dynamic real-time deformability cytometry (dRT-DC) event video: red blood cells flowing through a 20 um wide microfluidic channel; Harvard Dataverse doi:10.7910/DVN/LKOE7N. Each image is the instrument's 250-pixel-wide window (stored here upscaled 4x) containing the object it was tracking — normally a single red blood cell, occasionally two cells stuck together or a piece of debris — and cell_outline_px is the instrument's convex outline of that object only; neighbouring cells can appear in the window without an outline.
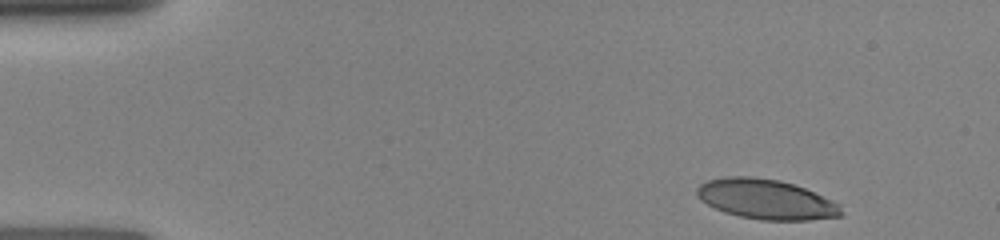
{"species": "human", "species_latin": "Homo sapiens", "temperature_condition": "room temperature", "stored_images_in_passage": 8, "camera_frame_rate_fps": 3000, "um_per_image_px": 0.085, "donor": {"sex": "female"}, "frame": {"image": 1, "passage_image": 1, "time_ms": 0.0, "image_size_px": [1000, 240], "cell_outline_px": [[844, 212], [840, 216], [808, 220], [760, 220], [740, 216], [724, 212], [700, 200], [696, 196], [696, 188], [700, 184], [708, 180], [728, 176], [748, 176], [780, 180], [804, 188], [832, 200], [840, 204]], "centroid_in_image_um": [65.11, 16.94], "position_along_channel_um": 19.9, "area_um2": 33.52}}
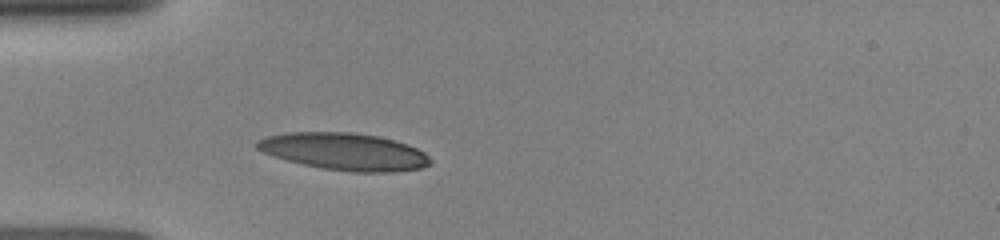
{"frame": {"image": 2, "passage_image": 5, "time_ms": 3.0, "image_size_px": [1000, 240], "cell_outline_px": [[432, 164], [420, 168], [396, 172], [352, 172], [320, 168], [300, 164], [272, 156], [256, 148], [256, 140], [268, 136], [288, 132], [352, 132], [380, 136], [408, 144], [424, 152], [432, 160]], "centroid_in_image_um": [29.28, 12.89], "position_along_channel_um": 55.7, "area_um2": 37.86}}
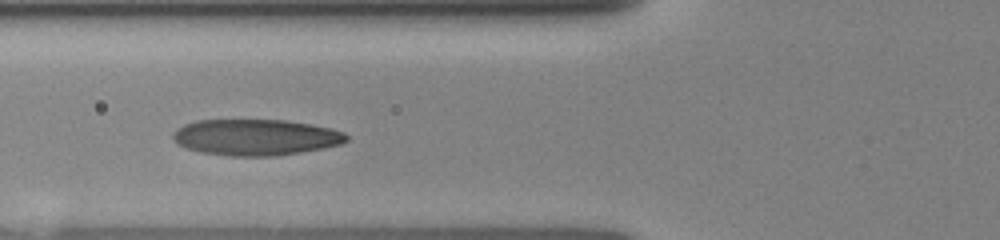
{"frame": {"image": 3, "passage_image": 7, "time_ms": 4.333, "image_size_px": [1000, 240], "cell_outline_px": [[348, 140], [340, 144], [324, 148], [276, 156], [232, 156], [204, 152], [188, 148], [180, 144], [172, 136], [184, 124], [196, 120], [284, 120], [308, 124], [328, 128], [344, 132], [348, 136]], "centroid_in_image_um": [21.78, 11.67], "position_along_channel_um": 104.0, "area_um2": 36.01}}